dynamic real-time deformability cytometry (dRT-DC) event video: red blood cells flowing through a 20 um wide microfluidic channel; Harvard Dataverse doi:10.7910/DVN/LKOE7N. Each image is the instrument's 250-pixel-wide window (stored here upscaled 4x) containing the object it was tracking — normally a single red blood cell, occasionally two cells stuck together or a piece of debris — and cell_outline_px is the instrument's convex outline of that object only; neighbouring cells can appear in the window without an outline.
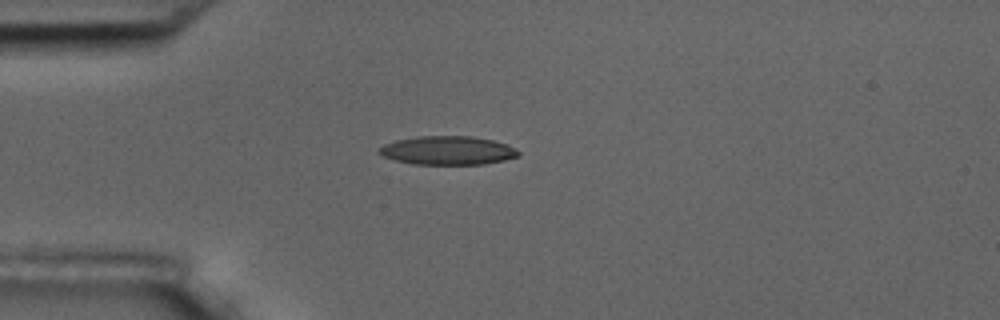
{"species": "common noctule bat (a hibernating species)", "species_latin": "Nyctalus noctula", "temperature_condition": "room temperature", "stored_images_in_passage": 8, "camera_frame_rate_fps": 3000, "um_per_image_px": 0.085, "animal": {"sex": "male", "body_mass_g": 17.5, "forearm_length_mm": 52.3}, "frame": {"image": 1, "passage_image": 3, "time_ms": 2.333, "image_size_px": [1000, 320], "cell_outline_px": [[520, 156], [504, 160], [484, 164], [412, 164], [396, 160], [384, 156], [376, 152], [376, 148], [384, 144], [396, 140], [416, 136], [472, 136], [492, 140], [504, 144], [520, 152]], "centroid_in_image_um": [38.0, 12.79], "position_along_channel_um": 47.0, "area_um2": 23.24}}
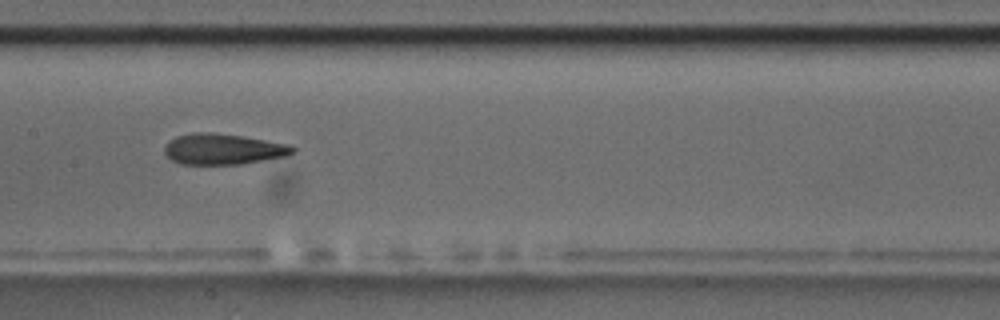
{"frame": {"image": 2, "passage_image": 7, "time_ms": 6.667, "image_size_px": [1000, 320], "cell_outline_px": [[296, 152], [288, 156], [240, 164], [180, 164], [172, 160], [164, 152], [164, 148], [176, 136], [192, 132], [212, 132], [240, 136], [288, 144], [296, 148]], "centroid_in_image_um": [18.99, 12.68], "position_along_channel_um": 188.4, "area_um2": 22.89}}
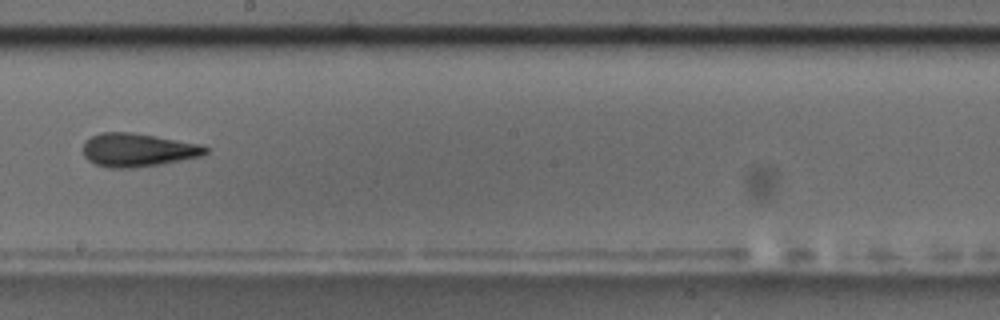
{"frame": {"image": 3, "passage_image": 8, "time_ms": 8.0, "image_size_px": [1000, 320], "cell_outline_px": [[208, 152], [204, 156], [160, 164], [136, 168], [108, 168], [96, 164], [88, 160], [84, 156], [84, 144], [92, 136], [100, 132], [128, 132], [204, 144], [208, 148]], "centroid_in_image_um": [11.76, 12.76], "position_along_channel_um": 236.4, "area_um2": 23.87}}